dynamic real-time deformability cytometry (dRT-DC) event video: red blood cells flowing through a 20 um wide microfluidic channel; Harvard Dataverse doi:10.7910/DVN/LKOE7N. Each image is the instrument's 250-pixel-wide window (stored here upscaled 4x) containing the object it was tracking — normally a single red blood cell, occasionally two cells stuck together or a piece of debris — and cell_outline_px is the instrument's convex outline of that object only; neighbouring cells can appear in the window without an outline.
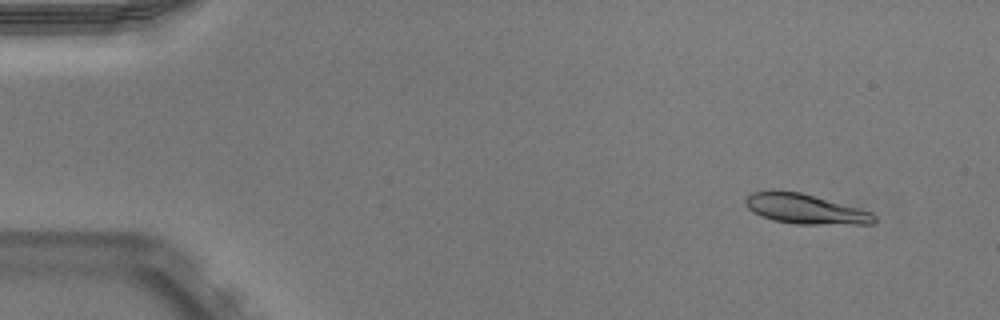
{"species": "Egyptian fruit bat (a non-hibernating species)", "species_latin": "Rousettus aegyptiacus", "temperature_condition": "warm", "stored_images_in_passage": 52, "camera_frame_rate_fps": 3000, "um_per_image_px": 0.085, "animal": {"sex": "male"}, "frame": {"image": 1, "passage_image": 5, "time_ms": 1.333, "image_size_px": [1000, 320], "cell_outline_px": [[876, 220], [872, 224], [796, 224], [772, 220], [760, 216], [748, 208], [744, 200], [752, 192], [800, 192], [872, 212], [876, 216]], "centroid_in_image_um": [68.47, 17.79], "position_along_channel_um": 16.5, "area_um2": 21.91}}
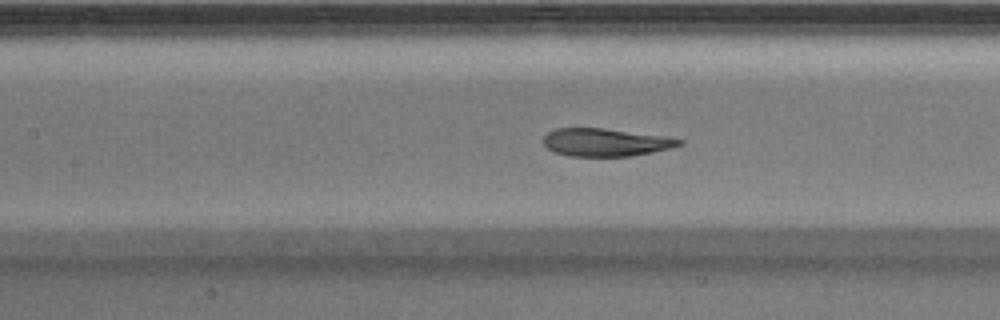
{"frame": {"image": 2, "passage_image": 24, "time_ms": 7.667, "image_size_px": [1000, 320], "cell_outline_px": [[684, 144], [672, 148], [632, 156], [568, 156], [556, 152], [548, 148], [544, 144], [544, 136], [548, 132], [556, 128], [604, 128], [664, 136], [684, 140]], "centroid_in_image_um": [51.51, 12.1], "position_along_channel_um": 155.9, "area_um2": 22.02}}
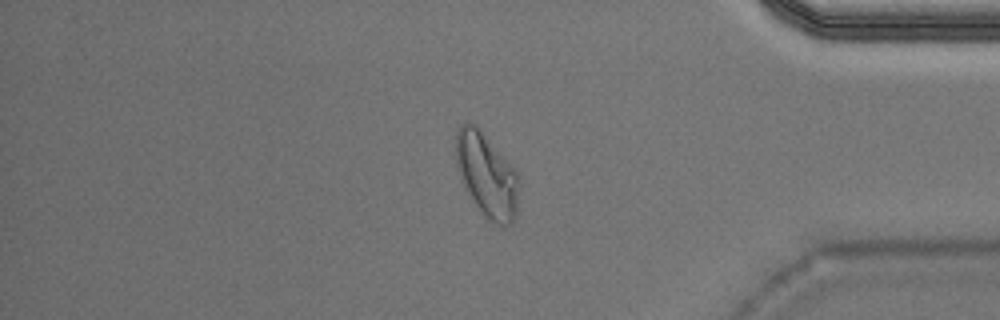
{"frame": {"image": 3, "passage_image": 44, "time_ms": 14.333, "image_size_px": [1000, 320], "cell_outline_px": [[520, 184], [516, 216], [512, 224], [504, 228], [496, 224], [484, 216], [480, 212], [460, 180], [456, 164], [456, 132], [460, 124], [476, 124], [480, 128], [516, 168]], "centroid_in_image_um": [41.41, 14.9], "position_along_channel_um": 393.8, "area_um2": 31.56}, "authors_computed_cell_mechanics": {"area_um2": 23.0622, "velocity_mm_per_s": 3.9285, "shape_relaxation_time_tau1_ms": 7.5766, "shape_relaxation_time_tau2_ms": 1.1193, "deformation_change_tau1": 0.2855, "deformation_change_tau2": 0.0835}}